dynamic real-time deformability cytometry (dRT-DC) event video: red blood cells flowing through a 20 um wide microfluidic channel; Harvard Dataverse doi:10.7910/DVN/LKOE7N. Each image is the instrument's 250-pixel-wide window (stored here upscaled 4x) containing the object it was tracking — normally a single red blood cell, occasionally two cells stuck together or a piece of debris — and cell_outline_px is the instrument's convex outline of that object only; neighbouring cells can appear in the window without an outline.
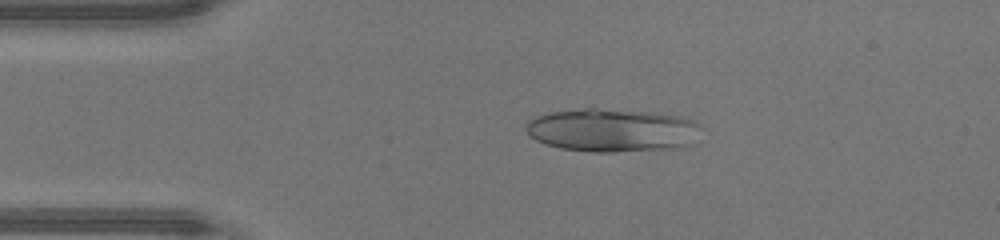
{"species": "human", "species_latin": "Homo sapiens", "temperature_condition": "warm", "stored_images_in_passage": 45, "camera_frame_rate_fps": 3000, "um_per_image_px": 0.085, "donor": {"sex": "male"}, "frame": {"image": 1, "passage_image": 8, "time_ms": 2.333, "image_size_px": [1000, 240], "cell_outline_px": [[704, 128], [696, 144], [684, 148], [612, 152], [592, 152], [560, 148], [544, 144], [528, 136], [524, 128], [528, 120], [536, 116], [552, 112], [584, 108], [596, 108], [652, 112], [680, 116], [692, 120], [700, 124]], "centroid_in_image_um": [52.12, 11.08], "position_along_channel_um": 32.9, "area_um2": 45.2}}
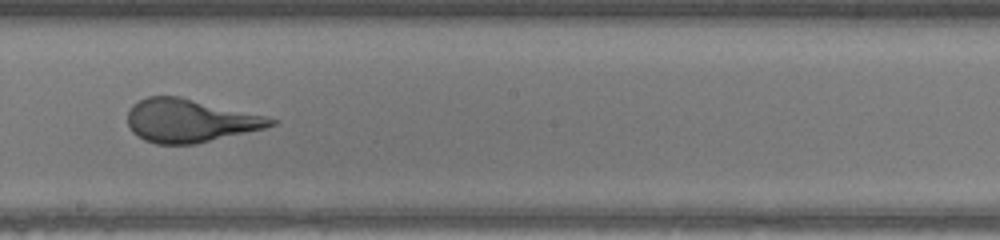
{"frame": {"image": 2, "passage_image": 24, "time_ms": 7.667, "image_size_px": [1000, 240], "cell_outline_px": [[280, 120], [276, 124], [264, 128], [196, 144], [156, 144], [144, 140], [132, 132], [128, 124], [128, 108], [132, 104], [148, 96], [180, 96], [264, 116]], "centroid_in_image_um": [16.1, 10.26], "position_along_channel_um": 232.1, "area_um2": 35.89}}
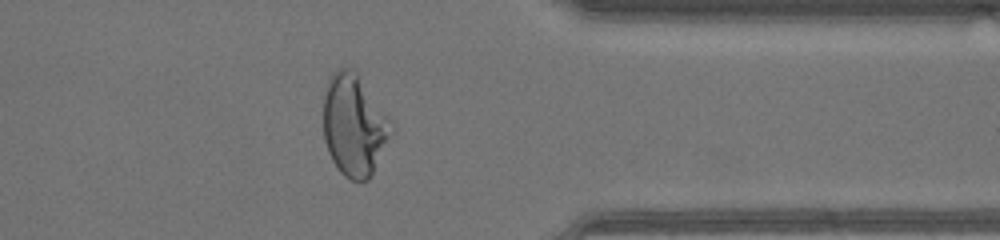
{"frame": {"image": 3, "passage_image": 35, "time_ms": 11.333, "image_size_px": [1000, 240], "cell_outline_px": [[396, 128], [368, 180], [352, 180], [344, 176], [340, 172], [332, 160], [328, 152], [324, 140], [324, 96], [328, 80], [332, 72], [340, 68], [352, 68], [360, 76], [392, 120]], "centroid_in_image_um": [30.13, 10.63], "position_along_channel_um": 381.3, "area_um2": 40.52}, "authors_computed_cell_mechanics": {"area_um2": 41.905, "velocity_mm_per_s": 4.4147, "shape_relaxation_time_tau1_ms": 5.5536, "shape_relaxation_time_tau2_ms": null, "deformation_change_tau1": 0.2519, "deformation_change_tau2": null}}